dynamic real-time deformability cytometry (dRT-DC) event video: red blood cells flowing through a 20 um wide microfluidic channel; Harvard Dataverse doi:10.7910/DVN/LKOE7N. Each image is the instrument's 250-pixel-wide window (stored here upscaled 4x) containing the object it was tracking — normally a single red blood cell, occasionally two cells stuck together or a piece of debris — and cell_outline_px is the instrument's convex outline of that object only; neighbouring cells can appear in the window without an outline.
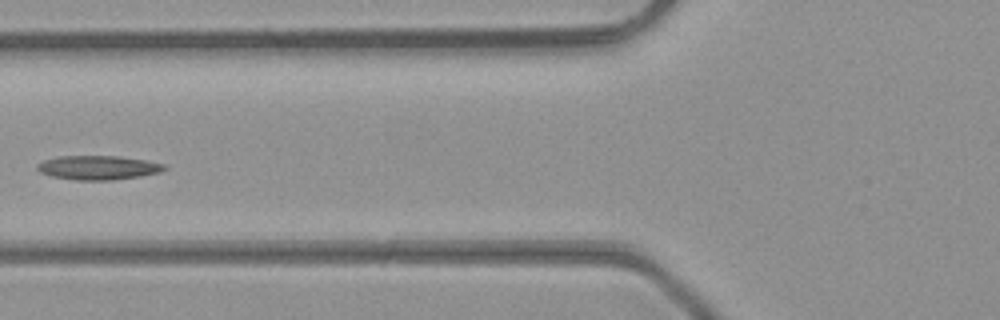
{"species": "common noctule bat (a hibernating species)", "species_latin": "Nyctalus noctula", "temperature_condition": "room temperature", "stored_images_in_passage": 5, "camera_frame_rate_fps": 3000, "um_per_image_px": 0.085, "animal": {"sex": "male", "body_mass_g": 23.1, "forearm_length_mm": 52.7}, "frame": {"image": 1, "passage_image": 5, "time_ms": 1.333, "image_size_px": [1000, 320], "cell_outline_px": [[168, 168], [160, 172], [140, 176], [112, 180], [76, 180], [52, 176], [40, 172], [36, 168], [36, 164], [44, 160], [56, 156], [120, 156], [148, 160], [164, 164]], "centroid_in_image_um": [8.35, 14.24], "position_along_channel_um": 117.5, "area_um2": 17.98}}